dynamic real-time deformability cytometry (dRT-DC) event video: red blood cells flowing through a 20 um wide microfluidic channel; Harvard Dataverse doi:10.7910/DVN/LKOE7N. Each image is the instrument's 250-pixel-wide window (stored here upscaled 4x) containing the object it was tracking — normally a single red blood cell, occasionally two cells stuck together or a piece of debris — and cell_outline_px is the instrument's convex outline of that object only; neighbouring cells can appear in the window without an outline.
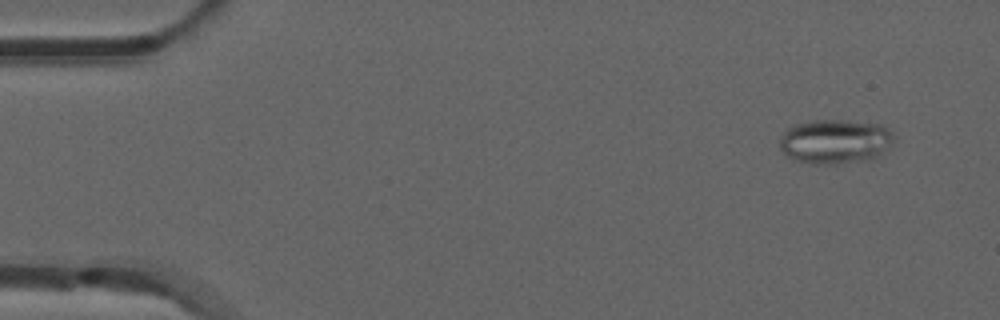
{"species": "common noctule bat (a hibernating species)", "species_latin": "Nyctalus noctula", "temperature_condition": "room temperature", "stored_images_in_passage": 53, "camera_frame_rate_fps": 3000, "um_per_image_px": 0.085, "animal": {"sex": "male", "forearm_length_mm": 52.5}, "frame": {"image": 1, "passage_image": 4, "time_ms": 1.0, "image_size_px": [1000, 320], "cell_outline_px": [[896, 136], [892, 144], [876, 156], [868, 160], [836, 164], [812, 164], [796, 160], [784, 156], [780, 148], [780, 140], [784, 132], [788, 128], [796, 124], [812, 120], [840, 120], [880, 124], [888, 128]], "centroid_in_image_um": [70.98, 12.03], "position_along_channel_um": 14.0, "area_um2": 29.71}}
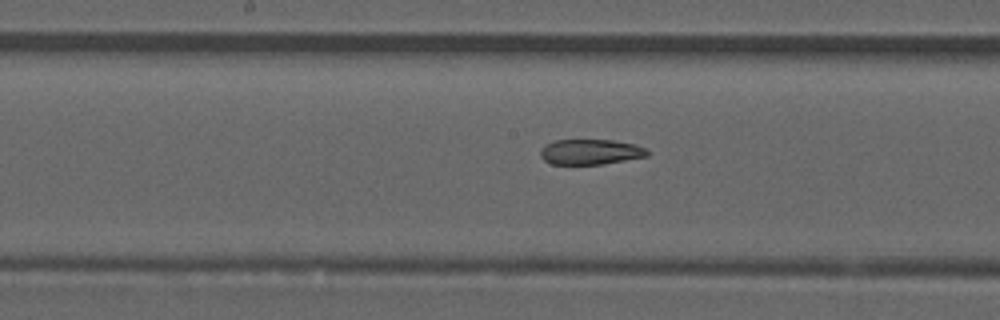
{"frame": {"image": 2, "passage_image": 27, "time_ms": 8.667, "image_size_px": [1000, 320], "cell_outline_px": [[648, 156], [604, 164], [552, 164], [544, 160], [540, 156], [540, 148], [544, 144], [552, 140], [612, 140], [636, 144], [644, 148], [648, 152]], "centroid_in_image_um": [50.15, 12.9], "position_along_channel_um": 198.1, "area_um2": 15.9}}
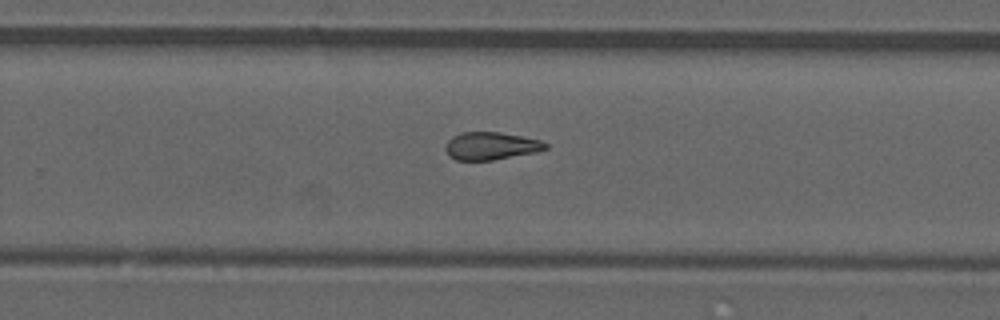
{"frame": {"image": 3, "passage_image": 34, "time_ms": 11.0, "image_size_px": [1000, 320], "cell_outline_px": [[548, 148], [536, 152], [492, 160], [456, 160], [448, 156], [444, 148], [448, 140], [452, 136], [460, 132], [500, 132], [540, 140], [548, 144]], "centroid_in_image_um": [41.69, 12.4], "position_along_channel_um": 288.1, "area_um2": 16.18}, "authors_computed_cell_mechanics": {"area_um2": 17.6868, "velocity_mm_per_s": 3.8748, "shape_relaxation_time_tau1_ms": null, "shape_relaxation_time_tau2_ms": 3.3223, "deformation_change_tau1": null, "deformation_change_tau2": 0.1115}}